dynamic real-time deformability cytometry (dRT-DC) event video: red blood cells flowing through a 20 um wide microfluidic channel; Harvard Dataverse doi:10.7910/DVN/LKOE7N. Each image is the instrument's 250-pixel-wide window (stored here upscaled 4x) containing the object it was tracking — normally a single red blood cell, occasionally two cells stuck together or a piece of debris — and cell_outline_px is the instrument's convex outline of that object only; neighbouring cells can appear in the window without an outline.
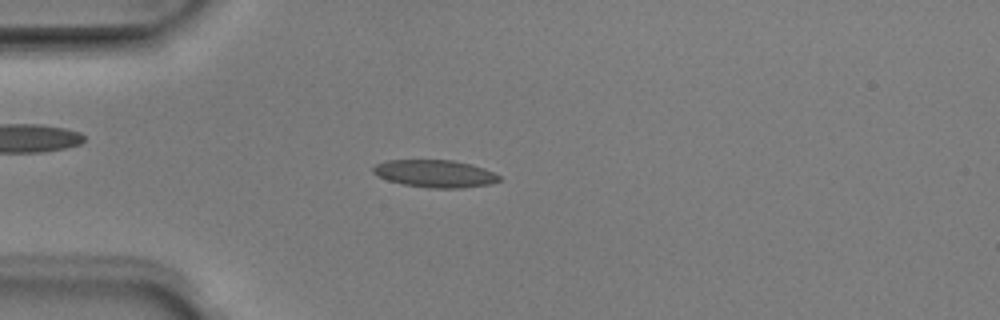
{"species": "Egyptian fruit bat (a non-hibernating species)", "species_latin": "Rousettus aegyptiacus", "temperature_condition": "room temperature", "stored_images_in_passage": 43, "camera_frame_rate_fps": 3000, "um_per_image_px": 0.085, "animal": {"sex": "male"}, "frame": {"image": 1, "passage_image": 6, "time_ms": 1.667, "image_size_px": [1000, 320], "cell_outline_px": [[500, 180], [488, 184], [460, 188], [428, 188], [404, 184], [388, 180], [376, 176], [372, 172], [372, 168], [376, 164], [388, 160], [452, 160], [472, 164], [484, 168], [500, 176]], "centroid_in_image_um": [36.94, 14.75], "position_along_channel_um": 48.1, "area_um2": 20.11}}
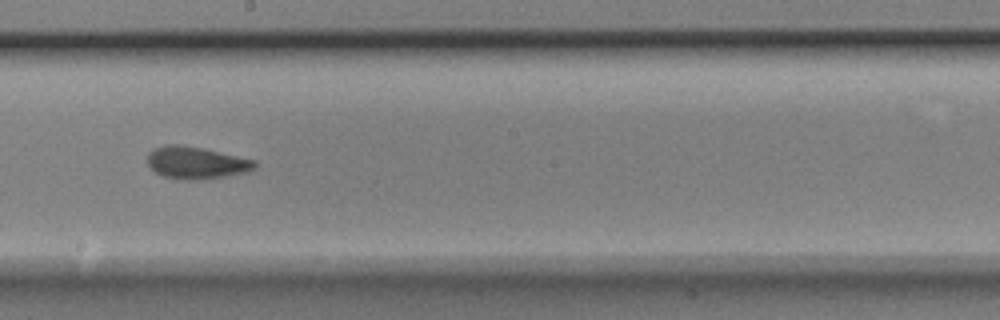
{"frame": {"image": 2, "passage_image": 21, "time_ms": 6.667, "image_size_px": [1000, 320], "cell_outline_px": [[256, 168], [248, 172], [224, 176], [196, 180], [188, 180], [164, 176], [156, 172], [148, 164], [148, 152], [152, 148], [164, 144], [180, 144], [204, 148], [256, 160]], "centroid_in_image_um": [16.68, 13.81], "position_along_channel_um": 231.5, "area_um2": 20.23}}
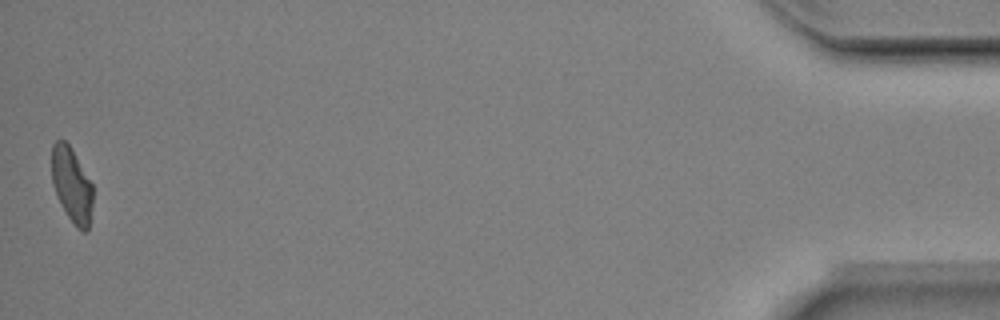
{"frame": {"image": 3, "passage_image": 43, "time_ms": 14.0, "image_size_px": [1000, 320], "cell_outline_px": [[92, 204], [88, 228], [84, 232], [76, 228], [68, 216], [56, 196], [52, 184], [52, 144], [56, 140], [64, 140], [72, 148], [92, 184]], "centroid_in_image_um": [6.08, 15.7], "position_along_channel_um": 429.1, "area_um2": 17.86}, "authors_computed_cell_mechanics": {"area_um2": 19.5364, "velocity_mm_per_s": 3.973, "shape_relaxation_time_tau1_ms": 7.0599, "shape_relaxation_time_tau2_ms": 1.5081, "deformation_change_tau1": 0.2085, "deformation_change_tau2": 0.0812}}